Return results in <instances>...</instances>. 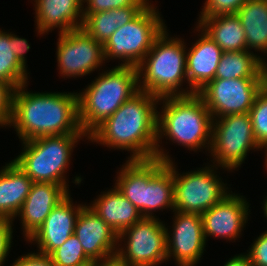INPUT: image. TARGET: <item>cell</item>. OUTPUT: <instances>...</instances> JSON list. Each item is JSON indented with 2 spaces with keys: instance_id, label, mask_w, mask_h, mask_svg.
Wrapping results in <instances>:
<instances>
[{
  "instance_id": "cell-41",
  "label": "cell",
  "mask_w": 267,
  "mask_h": 266,
  "mask_svg": "<svg viewBox=\"0 0 267 266\" xmlns=\"http://www.w3.org/2000/svg\"><path fill=\"white\" fill-rule=\"evenodd\" d=\"M265 149H266V150H265V155H266V156H265V166H266L265 168H266V170H267V146L265 147Z\"/></svg>"
},
{
  "instance_id": "cell-29",
  "label": "cell",
  "mask_w": 267,
  "mask_h": 266,
  "mask_svg": "<svg viewBox=\"0 0 267 266\" xmlns=\"http://www.w3.org/2000/svg\"><path fill=\"white\" fill-rule=\"evenodd\" d=\"M55 266H86L94 263L84 252L79 239L72 234L50 254Z\"/></svg>"
},
{
  "instance_id": "cell-2",
  "label": "cell",
  "mask_w": 267,
  "mask_h": 266,
  "mask_svg": "<svg viewBox=\"0 0 267 266\" xmlns=\"http://www.w3.org/2000/svg\"><path fill=\"white\" fill-rule=\"evenodd\" d=\"M159 99L153 94L139 91L100 124L87 140L108 148L129 151L128 160L155 158Z\"/></svg>"
},
{
  "instance_id": "cell-9",
  "label": "cell",
  "mask_w": 267,
  "mask_h": 266,
  "mask_svg": "<svg viewBox=\"0 0 267 266\" xmlns=\"http://www.w3.org/2000/svg\"><path fill=\"white\" fill-rule=\"evenodd\" d=\"M166 238V225L159 217H143L118 234L115 260L124 266H158L167 260Z\"/></svg>"
},
{
  "instance_id": "cell-42",
  "label": "cell",
  "mask_w": 267,
  "mask_h": 266,
  "mask_svg": "<svg viewBox=\"0 0 267 266\" xmlns=\"http://www.w3.org/2000/svg\"><path fill=\"white\" fill-rule=\"evenodd\" d=\"M86 266H96V263L94 262V263L88 264Z\"/></svg>"
},
{
  "instance_id": "cell-20",
  "label": "cell",
  "mask_w": 267,
  "mask_h": 266,
  "mask_svg": "<svg viewBox=\"0 0 267 266\" xmlns=\"http://www.w3.org/2000/svg\"><path fill=\"white\" fill-rule=\"evenodd\" d=\"M162 160H127L117 172L115 187L145 217V195L149 180L165 165Z\"/></svg>"
},
{
  "instance_id": "cell-25",
  "label": "cell",
  "mask_w": 267,
  "mask_h": 266,
  "mask_svg": "<svg viewBox=\"0 0 267 266\" xmlns=\"http://www.w3.org/2000/svg\"><path fill=\"white\" fill-rule=\"evenodd\" d=\"M236 15L246 37V50L267 54V0H247ZM266 53V54H264Z\"/></svg>"
},
{
  "instance_id": "cell-39",
  "label": "cell",
  "mask_w": 267,
  "mask_h": 266,
  "mask_svg": "<svg viewBox=\"0 0 267 266\" xmlns=\"http://www.w3.org/2000/svg\"><path fill=\"white\" fill-rule=\"evenodd\" d=\"M96 266H124L117 262L115 259L105 263H96Z\"/></svg>"
},
{
  "instance_id": "cell-30",
  "label": "cell",
  "mask_w": 267,
  "mask_h": 266,
  "mask_svg": "<svg viewBox=\"0 0 267 266\" xmlns=\"http://www.w3.org/2000/svg\"><path fill=\"white\" fill-rule=\"evenodd\" d=\"M249 115L256 141L263 149L267 146V84L256 95Z\"/></svg>"
},
{
  "instance_id": "cell-6",
  "label": "cell",
  "mask_w": 267,
  "mask_h": 266,
  "mask_svg": "<svg viewBox=\"0 0 267 266\" xmlns=\"http://www.w3.org/2000/svg\"><path fill=\"white\" fill-rule=\"evenodd\" d=\"M86 134L42 136L22 141V152L13 161L34 183H54L69 190L67 177L73 149ZM76 144V145H75Z\"/></svg>"
},
{
  "instance_id": "cell-7",
  "label": "cell",
  "mask_w": 267,
  "mask_h": 266,
  "mask_svg": "<svg viewBox=\"0 0 267 266\" xmlns=\"http://www.w3.org/2000/svg\"><path fill=\"white\" fill-rule=\"evenodd\" d=\"M150 2L133 20L117 29L103 44L105 60L120 59L118 66L136 67L167 27L156 6Z\"/></svg>"
},
{
  "instance_id": "cell-14",
  "label": "cell",
  "mask_w": 267,
  "mask_h": 266,
  "mask_svg": "<svg viewBox=\"0 0 267 266\" xmlns=\"http://www.w3.org/2000/svg\"><path fill=\"white\" fill-rule=\"evenodd\" d=\"M249 206L250 204L243 195L231 191L219 203L202 213L203 234L206 242L209 236L235 242L248 222L251 212Z\"/></svg>"
},
{
  "instance_id": "cell-24",
  "label": "cell",
  "mask_w": 267,
  "mask_h": 266,
  "mask_svg": "<svg viewBox=\"0 0 267 266\" xmlns=\"http://www.w3.org/2000/svg\"><path fill=\"white\" fill-rule=\"evenodd\" d=\"M264 59L248 50L223 52L215 79L267 78V63Z\"/></svg>"
},
{
  "instance_id": "cell-35",
  "label": "cell",
  "mask_w": 267,
  "mask_h": 266,
  "mask_svg": "<svg viewBox=\"0 0 267 266\" xmlns=\"http://www.w3.org/2000/svg\"><path fill=\"white\" fill-rule=\"evenodd\" d=\"M13 221L5 218H0V266L6 261L12 246Z\"/></svg>"
},
{
  "instance_id": "cell-34",
  "label": "cell",
  "mask_w": 267,
  "mask_h": 266,
  "mask_svg": "<svg viewBox=\"0 0 267 266\" xmlns=\"http://www.w3.org/2000/svg\"><path fill=\"white\" fill-rule=\"evenodd\" d=\"M246 254L253 266H267V230L255 239Z\"/></svg>"
},
{
  "instance_id": "cell-21",
  "label": "cell",
  "mask_w": 267,
  "mask_h": 266,
  "mask_svg": "<svg viewBox=\"0 0 267 266\" xmlns=\"http://www.w3.org/2000/svg\"><path fill=\"white\" fill-rule=\"evenodd\" d=\"M89 205L117 234L143 218L139 210L115 186L102 192Z\"/></svg>"
},
{
  "instance_id": "cell-5",
  "label": "cell",
  "mask_w": 267,
  "mask_h": 266,
  "mask_svg": "<svg viewBox=\"0 0 267 266\" xmlns=\"http://www.w3.org/2000/svg\"><path fill=\"white\" fill-rule=\"evenodd\" d=\"M167 28L155 39L152 48L137 66L139 91L159 98L190 95L186 74L187 47L180 38L170 37ZM189 89V90H188Z\"/></svg>"
},
{
  "instance_id": "cell-28",
  "label": "cell",
  "mask_w": 267,
  "mask_h": 266,
  "mask_svg": "<svg viewBox=\"0 0 267 266\" xmlns=\"http://www.w3.org/2000/svg\"><path fill=\"white\" fill-rule=\"evenodd\" d=\"M27 68L14 54V43L9 39V32L0 30V80L17 89L28 83Z\"/></svg>"
},
{
  "instance_id": "cell-38",
  "label": "cell",
  "mask_w": 267,
  "mask_h": 266,
  "mask_svg": "<svg viewBox=\"0 0 267 266\" xmlns=\"http://www.w3.org/2000/svg\"><path fill=\"white\" fill-rule=\"evenodd\" d=\"M224 266H253L247 254L241 253L240 255H235L232 258H229L225 262Z\"/></svg>"
},
{
  "instance_id": "cell-33",
  "label": "cell",
  "mask_w": 267,
  "mask_h": 266,
  "mask_svg": "<svg viewBox=\"0 0 267 266\" xmlns=\"http://www.w3.org/2000/svg\"><path fill=\"white\" fill-rule=\"evenodd\" d=\"M14 91L12 85L0 80V127L6 128L10 124Z\"/></svg>"
},
{
  "instance_id": "cell-18",
  "label": "cell",
  "mask_w": 267,
  "mask_h": 266,
  "mask_svg": "<svg viewBox=\"0 0 267 266\" xmlns=\"http://www.w3.org/2000/svg\"><path fill=\"white\" fill-rule=\"evenodd\" d=\"M196 31L201 32L198 40L186 52V74L190 94L198 93L211 80L215 79V72L222 56V49L207 36L198 26Z\"/></svg>"
},
{
  "instance_id": "cell-19",
  "label": "cell",
  "mask_w": 267,
  "mask_h": 266,
  "mask_svg": "<svg viewBox=\"0 0 267 266\" xmlns=\"http://www.w3.org/2000/svg\"><path fill=\"white\" fill-rule=\"evenodd\" d=\"M34 6L40 36L55 28L66 33L83 26L82 0H35Z\"/></svg>"
},
{
  "instance_id": "cell-22",
  "label": "cell",
  "mask_w": 267,
  "mask_h": 266,
  "mask_svg": "<svg viewBox=\"0 0 267 266\" xmlns=\"http://www.w3.org/2000/svg\"><path fill=\"white\" fill-rule=\"evenodd\" d=\"M33 181L12 160L0 170V218L14 221Z\"/></svg>"
},
{
  "instance_id": "cell-4",
  "label": "cell",
  "mask_w": 267,
  "mask_h": 266,
  "mask_svg": "<svg viewBox=\"0 0 267 266\" xmlns=\"http://www.w3.org/2000/svg\"><path fill=\"white\" fill-rule=\"evenodd\" d=\"M99 74L86 89L77 93L79 122L87 136L139 92L136 67L116 65Z\"/></svg>"
},
{
  "instance_id": "cell-1",
  "label": "cell",
  "mask_w": 267,
  "mask_h": 266,
  "mask_svg": "<svg viewBox=\"0 0 267 266\" xmlns=\"http://www.w3.org/2000/svg\"><path fill=\"white\" fill-rule=\"evenodd\" d=\"M26 86L20 85L14 91L9 124L20 141L42 136L85 134L79 122L78 92L31 93Z\"/></svg>"
},
{
  "instance_id": "cell-37",
  "label": "cell",
  "mask_w": 267,
  "mask_h": 266,
  "mask_svg": "<svg viewBox=\"0 0 267 266\" xmlns=\"http://www.w3.org/2000/svg\"><path fill=\"white\" fill-rule=\"evenodd\" d=\"M9 39L11 42L14 43V54L17 57L18 61L25 67L26 66V57L25 54L30 49V44H28L27 39L20 38L19 36L13 34L12 32L9 33Z\"/></svg>"
},
{
  "instance_id": "cell-15",
  "label": "cell",
  "mask_w": 267,
  "mask_h": 266,
  "mask_svg": "<svg viewBox=\"0 0 267 266\" xmlns=\"http://www.w3.org/2000/svg\"><path fill=\"white\" fill-rule=\"evenodd\" d=\"M74 235L93 262L105 263L115 259L118 234L86 203L76 220Z\"/></svg>"
},
{
  "instance_id": "cell-36",
  "label": "cell",
  "mask_w": 267,
  "mask_h": 266,
  "mask_svg": "<svg viewBox=\"0 0 267 266\" xmlns=\"http://www.w3.org/2000/svg\"><path fill=\"white\" fill-rule=\"evenodd\" d=\"M11 266H55L50 255L39 252L19 256Z\"/></svg>"
},
{
  "instance_id": "cell-8",
  "label": "cell",
  "mask_w": 267,
  "mask_h": 266,
  "mask_svg": "<svg viewBox=\"0 0 267 266\" xmlns=\"http://www.w3.org/2000/svg\"><path fill=\"white\" fill-rule=\"evenodd\" d=\"M262 150L253 133L249 113L230 114L213 119L212 140L208 153L213 157L212 165L236 170L250 150ZM214 161V162H213Z\"/></svg>"
},
{
  "instance_id": "cell-17",
  "label": "cell",
  "mask_w": 267,
  "mask_h": 266,
  "mask_svg": "<svg viewBox=\"0 0 267 266\" xmlns=\"http://www.w3.org/2000/svg\"><path fill=\"white\" fill-rule=\"evenodd\" d=\"M70 191L54 183H33L27 198L16 217H20L23 235L27 240L33 235L54 207L63 201Z\"/></svg>"
},
{
  "instance_id": "cell-13",
  "label": "cell",
  "mask_w": 267,
  "mask_h": 266,
  "mask_svg": "<svg viewBox=\"0 0 267 266\" xmlns=\"http://www.w3.org/2000/svg\"><path fill=\"white\" fill-rule=\"evenodd\" d=\"M173 212L172 233L166 227L167 260L173 257L177 266H195L206 247L202 217L199 214Z\"/></svg>"
},
{
  "instance_id": "cell-10",
  "label": "cell",
  "mask_w": 267,
  "mask_h": 266,
  "mask_svg": "<svg viewBox=\"0 0 267 266\" xmlns=\"http://www.w3.org/2000/svg\"><path fill=\"white\" fill-rule=\"evenodd\" d=\"M174 164V211L201 215L230 193L215 165L181 174Z\"/></svg>"
},
{
  "instance_id": "cell-12",
  "label": "cell",
  "mask_w": 267,
  "mask_h": 266,
  "mask_svg": "<svg viewBox=\"0 0 267 266\" xmlns=\"http://www.w3.org/2000/svg\"><path fill=\"white\" fill-rule=\"evenodd\" d=\"M56 56L62 78L86 76L105 63L103 43L83 28L59 33Z\"/></svg>"
},
{
  "instance_id": "cell-23",
  "label": "cell",
  "mask_w": 267,
  "mask_h": 266,
  "mask_svg": "<svg viewBox=\"0 0 267 266\" xmlns=\"http://www.w3.org/2000/svg\"><path fill=\"white\" fill-rule=\"evenodd\" d=\"M196 24L223 52L246 50V37L236 14L201 18Z\"/></svg>"
},
{
  "instance_id": "cell-3",
  "label": "cell",
  "mask_w": 267,
  "mask_h": 266,
  "mask_svg": "<svg viewBox=\"0 0 267 266\" xmlns=\"http://www.w3.org/2000/svg\"><path fill=\"white\" fill-rule=\"evenodd\" d=\"M162 110L157 112V142L155 158L165 163L173 161L160 146L164 137L190 151L210 150L213 117L198 93L166 96L159 99Z\"/></svg>"
},
{
  "instance_id": "cell-27",
  "label": "cell",
  "mask_w": 267,
  "mask_h": 266,
  "mask_svg": "<svg viewBox=\"0 0 267 266\" xmlns=\"http://www.w3.org/2000/svg\"><path fill=\"white\" fill-rule=\"evenodd\" d=\"M174 211L173 161L166 163L148 182L145 195V217L153 218L156 210Z\"/></svg>"
},
{
  "instance_id": "cell-31",
  "label": "cell",
  "mask_w": 267,
  "mask_h": 266,
  "mask_svg": "<svg viewBox=\"0 0 267 266\" xmlns=\"http://www.w3.org/2000/svg\"><path fill=\"white\" fill-rule=\"evenodd\" d=\"M83 13H96L100 11H109L121 7L147 6L149 0H82ZM86 3V4H85ZM85 4V8H84Z\"/></svg>"
},
{
  "instance_id": "cell-40",
  "label": "cell",
  "mask_w": 267,
  "mask_h": 266,
  "mask_svg": "<svg viewBox=\"0 0 267 266\" xmlns=\"http://www.w3.org/2000/svg\"><path fill=\"white\" fill-rule=\"evenodd\" d=\"M262 205H264V206L262 207V209H263V211H264V216H266V218H267V196L265 197V199H264Z\"/></svg>"
},
{
  "instance_id": "cell-26",
  "label": "cell",
  "mask_w": 267,
  "mask_h": 266,
  "mask_svg": "<svg viewBox=\"0 0 267 266\" xmlns=\"http://www.w3.org/2000/svg\"><path fill=\"white\" fill-rule=\"evenodd\" d=\"M146 6H131L83 13L82 28L96 41L105 43L120 27L133 20Z\"/></svg>"
},
{
  "instance_id": "cell-16",
  "label": "cell",
  "mask_w": 267,
  "mask_h": 266,
  "mask_svg": "<svg viewBox=\"0 0 267 266\" xmlns=\"http://www.w3.org/2000/svg\"><path fill=\"white\" fill-rule=\"evenodd\" d=\"M70 196L54 207L39 229L26 240L31 244L35 242L39 253L50 255L74 234L76 220L85 205H74Z\"/></svg>"
},
{
  "instance_id": "cell-32",
  "label": "cell",
  "mask_w": 267,
  "mask_h": 266,
  "mask_svg": "<svg viewBox=\"0 0 267 266\" xmlns=\"http://www.w3.org/2000/svg\"><path fill=\"white\" fill-rule=\"evenodd\" d=\"M247 0H206L199 15L201 18H209L221 14H236L239 8Z\"/></svg>"
},
{
  "instance_id": "cell-11",
  "label": "cell",
  "mask_w": 267,
  "mask_h": 266,
  "mask_svg": "<svg viewBox=\"0 0 267 266\" xmlns=\"http://www.w3.org/2000/svg\"><path fill=\"white\" fill-rule=\"evenodd\" d=\"M266 84L267 78L213 79L198 94L215 119L249 113L256 95Z\"/></svg>"
}]
</instances>
